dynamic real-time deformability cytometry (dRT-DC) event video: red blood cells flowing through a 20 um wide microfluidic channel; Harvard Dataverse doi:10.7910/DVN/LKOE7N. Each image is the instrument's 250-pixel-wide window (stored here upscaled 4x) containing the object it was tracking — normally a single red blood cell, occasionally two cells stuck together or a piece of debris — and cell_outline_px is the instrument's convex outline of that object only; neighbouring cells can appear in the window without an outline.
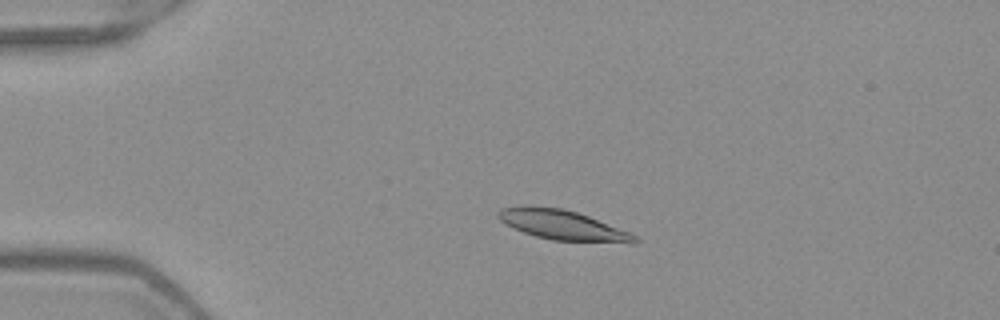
{"species": "Egyptian fruit bat (a non-hibernating species)", "species_latin": "Rousettus aegyptiacus", "temperature_condition": "warm", "stored_images_in_passage": 52, "camera_frame_rate_fps": 3000, "um_per_image_px": 0.085, "frame": {"image": 1, "passage_image": 12, "time_ms": 3.667, "image_size_px": [1000, 320], "cell_outline_px": [[640, 240], [636, 244], [632, 244], [552, 240], [536, 236], [524, 232], [500, 220], [496, 216], [496, 212], [500, 208], [528, 204], [560, 208], [576, 212], [588, 216], [640, 236]], "centroid_in_image_um": [47.87, 19.13], "position_along_channel_um": 37.1, "area_um2": 24.1}}
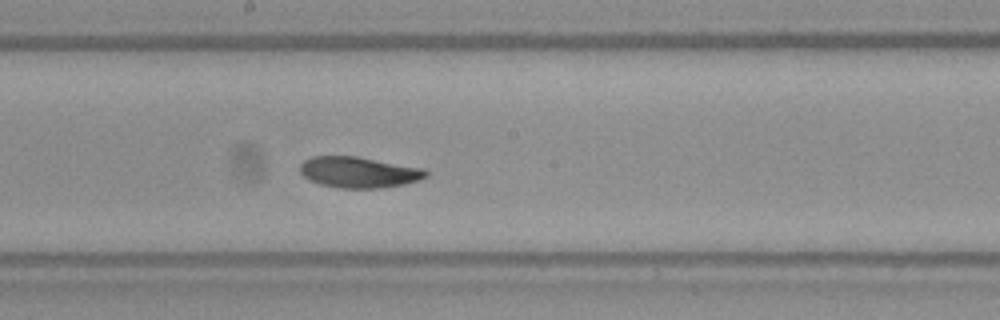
{"frame": {"image": 2, "passage_image": 29, "time_ms": 9.333, "image_size_px": [1000, 320], "cell_outline_px": [[428, 176], [404, 184], [380, 188], [340, 188], [320, 184], [308, 180], [300, 172], [300, 164], [304, 160], [312, 156], [356, 156], [424, 168], [428, 172]], "centroid_in_image_um": [30.47, 14.63], "position_along_channel_um": 217.7, "area_um2": 22.72}}
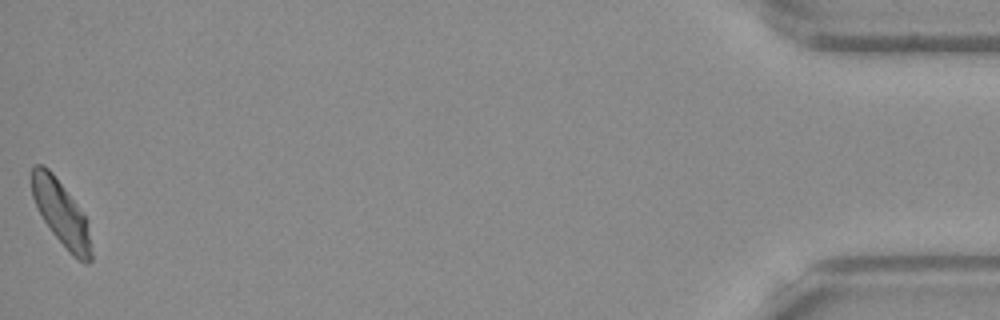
{"frame": {"image": 3, "passage_image": 52, "time_ms": 17.0, "image_size_px": [1000, 320], "cell_outline_px": [[92, 260], [88, 264], [84, 264], [72, 256], [52, 232], [44, 220], [32, 196], [32, 164], [44, 164], [52, 172], [88, 220], [92, 252]], "centroid_in_image_um": [5.23, 18.16], "position_along_channel_um": 430.0, "area_um2": 22.37}, "authors_computed_cell_mechanics": {"area_um2": 22.9177, "velocity_mm_per_s": 3.9567, "shape_relaxation_time_tau1_ms": 4.4998, "shape_relaxation_time_tau2_ms": 10.439, "deformation_change_tau1": 0.1307, "deformation_change_tau2": 0.151}}